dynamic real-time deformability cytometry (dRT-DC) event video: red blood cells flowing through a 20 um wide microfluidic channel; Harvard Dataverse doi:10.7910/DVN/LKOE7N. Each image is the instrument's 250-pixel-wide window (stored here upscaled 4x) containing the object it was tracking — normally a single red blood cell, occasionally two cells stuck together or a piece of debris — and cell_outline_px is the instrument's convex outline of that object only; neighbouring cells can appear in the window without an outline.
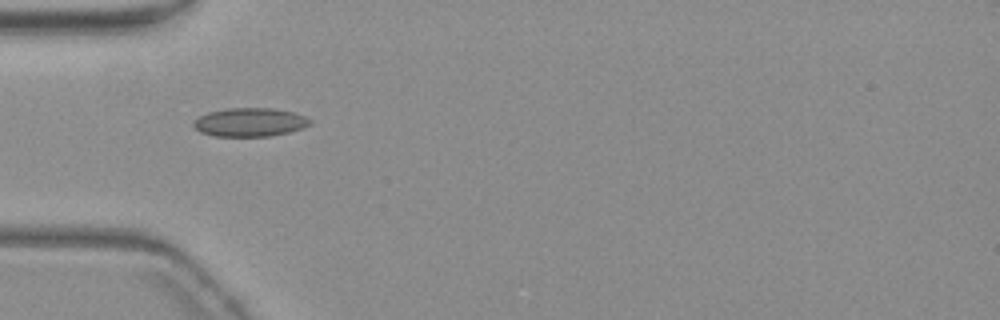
{"species": "common noctule bat (a hibernating species)", "species_latin": "Nyctalus noctula", "temperature_condition": "warm", "stored_images_in_passage": 35, "camera_frame_rate_fps": 3000, "um_per_image_px": 0.085, "animal": {"sex": "female", "body_mass_g": 19.3, "forearm_length_mm": 54.1}, "frame": {"image": 1, "passage_image": 1, "time_ms": 0.0, "image_size_px": [1000, 320], "cell_outline_px": [[312, 124], [304, 128], [288, 132], [268, 136], [212, 136], [200, 132], [192, 124], [200, 116], [208, 112], [228, 108], [272, 108], [292, 112], [304, 116], [312, 120]], "centroid_in_image_um": [21.26, 10.39], "position_along_channel_um": 63.7, "area_um2": 19.36}}
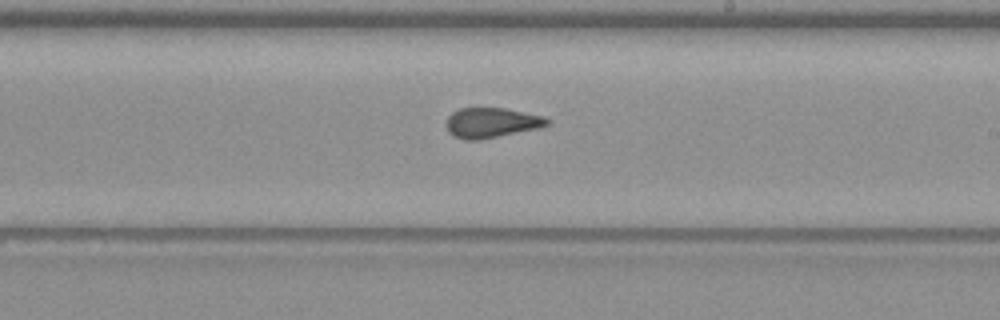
{"frame": {"image": 2, "passage_image": 16, "time_ms": 5.0, "image_size_px": [1000, 320], "cell_outline_px": [[552, 120], [548, 124], [540, 128], [480, 140], [464, 140], [452, 136], [448, 132], [444, 124], [448, 116], [452, 112], [460, 108], [504, 108], [544, 116]], "centroid_in_image_um": [41.75, 10.44], "position_along_channel_um": 247.3, "area_um2": 17.98}}
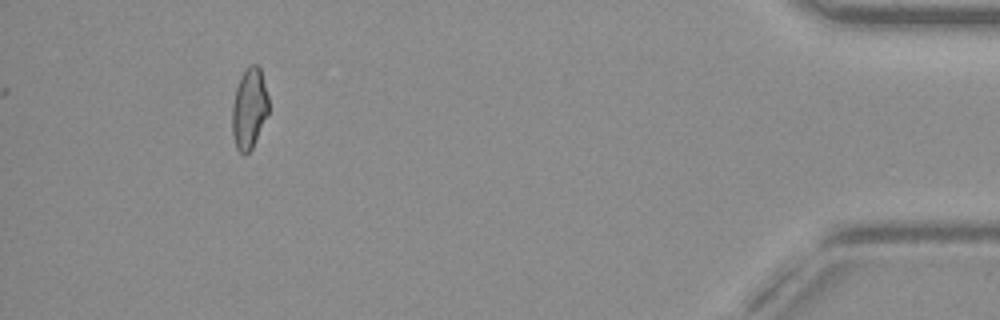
{"frame": {"image": 3, "passage_image": 35, "time_ms": 11.333, "image_size_px": [1000, 320], "cell_outline_px": [[268, 112], [252, 148], [244, 156], [236, 148], [232, 132], [232, 104], [236, 88], [240, 76], [248, 64], [256, 64], [260, 68], [268, 96]], "centroid_in_image_um": [21.16, 9.2], "position_along_channel_um": 414.0, "area_um2": 17.11}, "authors_computed_cell_mechanics": {"area_um2": 17.918, "velocity_mm_per_s": 3.6841, "shape_relaxation_time_tau1_ms": 6.9913, "shape_relaxation_time_tau2_ms": 0.9336, "deformation_change_tau1": 0.1735, "deformation_change_tau2": 0.0881}}